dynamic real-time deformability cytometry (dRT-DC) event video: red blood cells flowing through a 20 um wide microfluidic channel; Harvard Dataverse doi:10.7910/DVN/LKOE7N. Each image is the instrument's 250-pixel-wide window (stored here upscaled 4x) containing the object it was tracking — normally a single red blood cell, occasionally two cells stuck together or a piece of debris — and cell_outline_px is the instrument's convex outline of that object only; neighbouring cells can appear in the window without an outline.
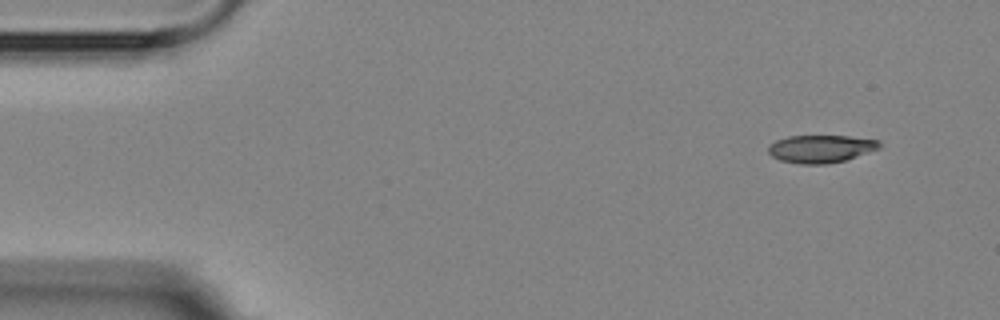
{"species": "Egyptian fruit bat (a non-hibernating species)", "species_latin": "Rousettus aegyptiacus", "temperature_condition": "room temperature", "stored_images_in_passage": 4, "camera_frame_rate_fps": 3000, "um_per_image_px": 0.085, "animal": {"sex": "female"}, "frame": {"image": 1, "passage_image": 1, "time_ms": 0.0, "image_size_px": [1000, 320], "cell_outline_px": [[880, 148], [844, 160], [824, 164], [800, 164], [780, 160], [772, 156], [768, 152], [768, 144], [776, 140], [788, 136], [848, 136], [880, 140]], "centroid_in_image_um": [69.74, 12.64], "position_along_channel_um": 15.3, "area_um2": 17.86}}
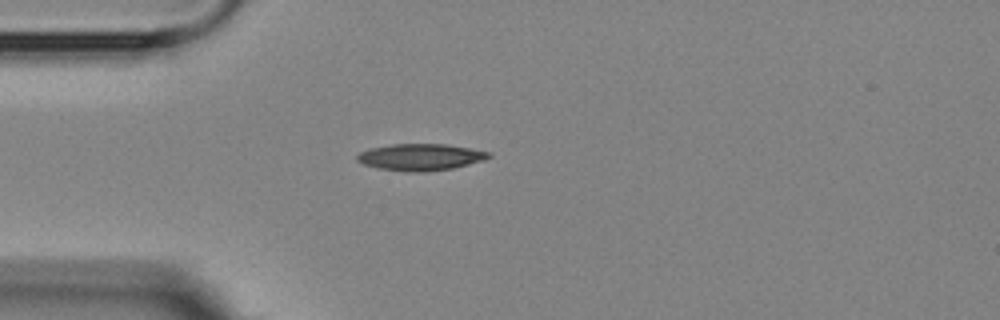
{"frame": {"image": 2, "passage_image": 4, "time_ms": 3.333, "image_size_px": [1000, 320], "cell_outline_px": [[492, 156], [484, 160], [452, 168], [424, 172], [408, 172], [376, 168], [364, 164], [356, 160], [356, 156], [360, 152], [368, 148], [392, 144], [444, 144], [492, 152]], "centroid_in_image_um": [35.72, 13.35], "position_along_channel_um": 49.3, "area_um2": 20.52}}